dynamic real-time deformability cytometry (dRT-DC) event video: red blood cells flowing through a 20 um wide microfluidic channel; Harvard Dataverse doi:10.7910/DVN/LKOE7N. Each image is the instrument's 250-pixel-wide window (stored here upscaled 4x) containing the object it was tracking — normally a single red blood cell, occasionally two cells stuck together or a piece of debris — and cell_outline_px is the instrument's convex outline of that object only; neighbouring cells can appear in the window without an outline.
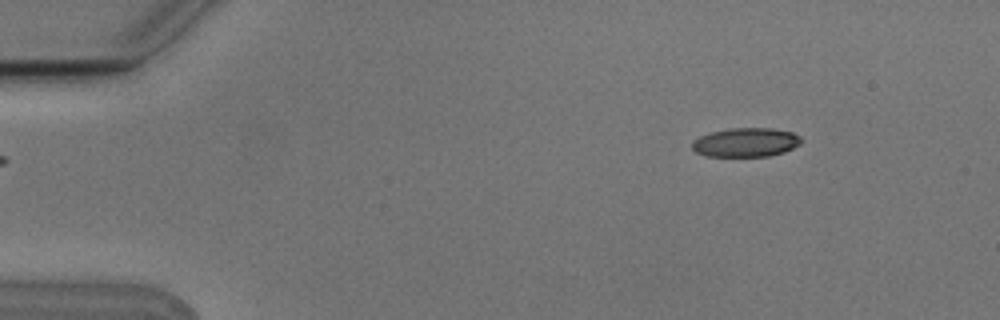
{"species": "Egyptian fruit bat (a non-hibernating species)", "species_latin": "Rousettus aegyptiacus", "temperature_condition": "cold", "stored_images_in_passage": 7, "camera_frame_rate_fps": 3000, "um_per_image_px": 0.085, "animal": {"sex": "male"}, "frame": {"image": 1, "passage_image": 1, "time_ms": 0.0, "image_size_px": [1000, 320], "cell_outline_px": [[800, 144], [784, 152], [768, 156], [708, 156], [696, 152], [692, 148], [692, 140], [708, 132], [732, 128], [772, 128], [792, 132], [800, 136]], "centroid_in_image_um": [63.37, 12.09], "position_along_channel_um": 21.6, "area_um2": 18.44}}
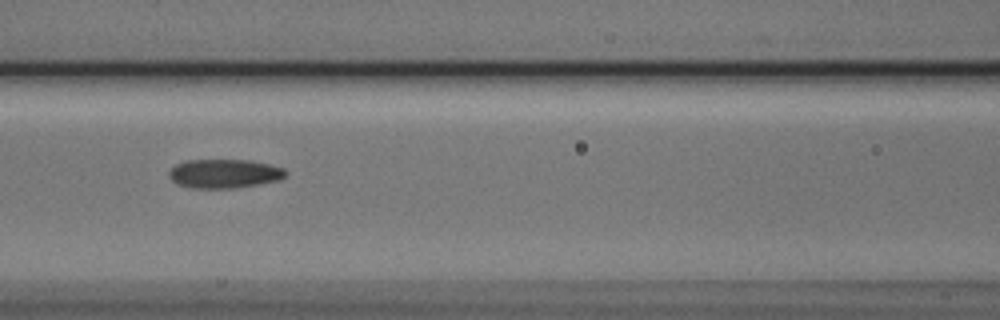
{"frame": {"image": 2, "passage_image": 6, "time_ms": 1.667, "image_size_px": [1000, 320], "cell_outline_px": [[288, 172], [280, 180], [260, 184], [236, 188], [192, 188], [176, 184], [168, 176], [168, 172], [176, 164], [184, 160], [248, 160], [268, 164], [284, 168]], "centroid_in_image_um": [19.05, 14.76], "position_along_channel_um": 147.5, "area_um2": 19.83}}
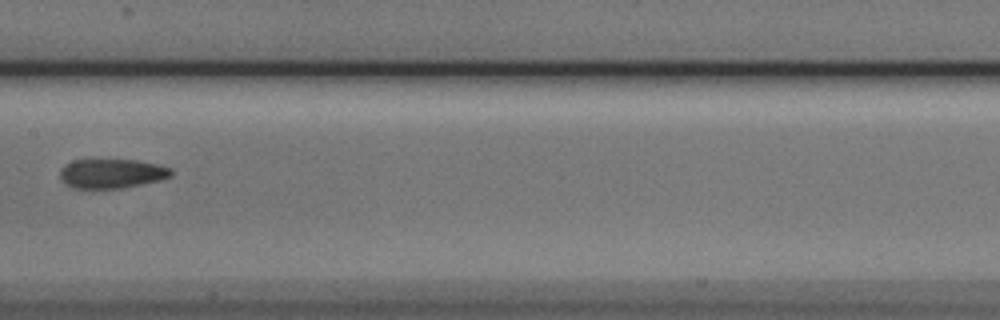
{"frame": {"image": 3, "passage_image": 7, "time_ms": 2.0, "image_size_px": [1000, 320], "cell_outline_px": [[172, 176], [160, 180], [120, 188], [72, 188], [64, 184], [60, 180], [60, 168], [64, 164], [72, 160], [136, 160], [156, 164], [172, 168]], "centroid_in_image_um": [9.45, 14.75], "position_along_channel_um": 198.0, "area_um2": 19.07}}